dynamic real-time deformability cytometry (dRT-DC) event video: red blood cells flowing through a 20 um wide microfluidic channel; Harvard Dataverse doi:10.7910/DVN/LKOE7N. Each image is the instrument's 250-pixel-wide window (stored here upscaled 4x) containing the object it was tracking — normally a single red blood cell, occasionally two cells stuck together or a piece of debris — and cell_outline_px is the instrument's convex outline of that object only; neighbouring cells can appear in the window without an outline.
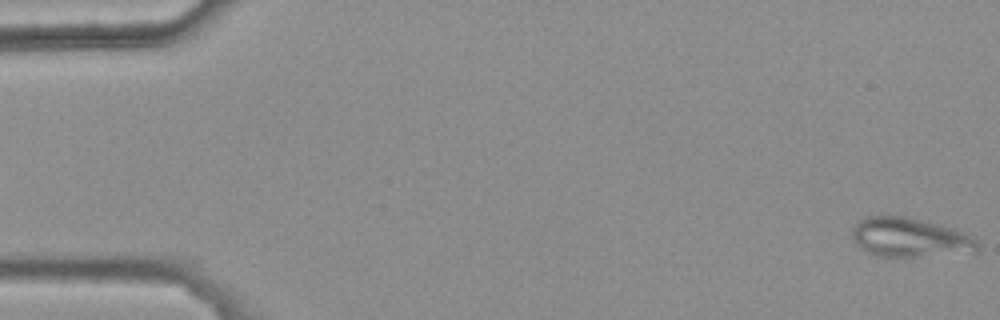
{"species": "common noctule bat (a hibernating species)", "species_latin": "Nyctalus noctula", "temperature_condition": "warm", "stored_images_in_passage": 46, "camera_frame_rate_fps": 3000, "um_per_image_px": 0.085, "animal": {"sex": "female", "body_mass_g": 25.1}, "frame": {"image": 1, "passage_image": 1, "time_ms": 0.0, "image_size_px": [1000, 320], "cell_outline_px": [[980, 244], [976, 252], [912, 256], [876, 256], [860, 248], [856, 244], [852, 236], [852, 228], [860, 220], [868, 216], [904, 216], [952, 228], [976, 240]], "centroid_in_image_um": [77.29, 20.19], "position_along_channel_um": 7.7, "area_um2": 28.09}}
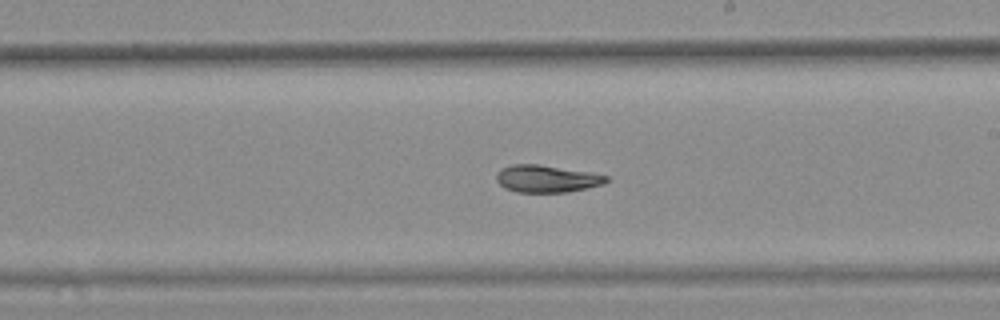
{"frame": {"image": 2, "passage_image": 31, "time_ms": 10.0, "image_size_px": [1000, 320], "cell_outline_px": [[608, 180], [604, 184], [588, 188], [568, 192], [516, 192], [504, 188], [496, 180], [496, 172], [500, 168], [512, 164], [536, 164], [588, 172], [608, 176]], "centroid_in_image_um": [46.43, 15.2], "position_along_channel_um": 242.6, "area_um2": 17.46}}
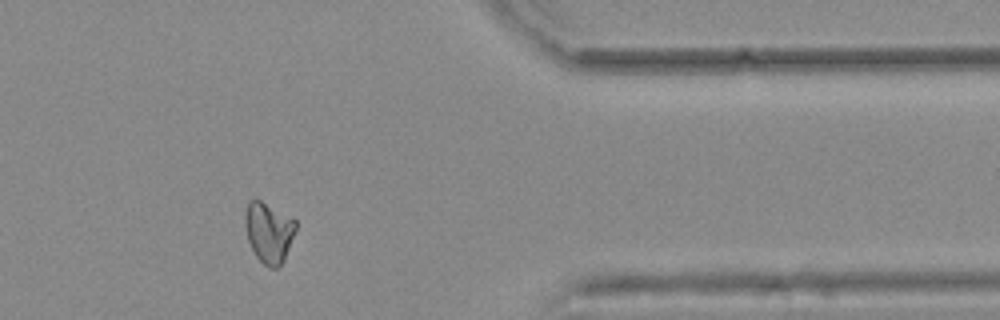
{"frame": {"image": 3, "passage_image": 44, "time_ms": 14.333, "image_size_px": [1000, 320], "cell_outline_px": [[296, 228], [284, 260], [276, 268], [268, 268], [256, 256], [248, 240], [244, 224], [244, 212], [248, 200], [256, 196], [296, 220]], "centroid_in_image_um": [22.81, 19.68], "position_along_channel_um": 388.6, "area_um2": 18.15}}